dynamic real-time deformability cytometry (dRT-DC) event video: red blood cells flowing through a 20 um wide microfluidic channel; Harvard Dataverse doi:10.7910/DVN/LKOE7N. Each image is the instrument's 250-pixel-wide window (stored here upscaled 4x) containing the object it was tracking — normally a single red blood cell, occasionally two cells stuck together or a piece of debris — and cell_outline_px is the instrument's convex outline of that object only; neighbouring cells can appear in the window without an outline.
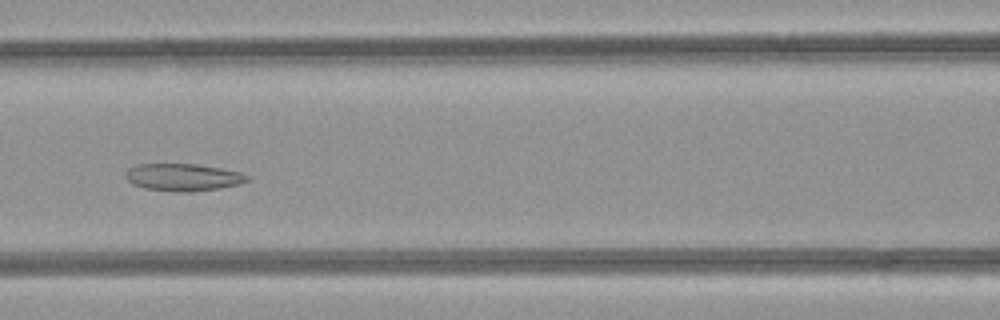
{"species": "common noctule bat (a hibernating species)", "species_latin": "Nyctalus noctula", "temperature_condition": "room temperature", "stored_images_in_passage": 44, "camera_frame_rate_fps": 3000, "um_per_image_px": 0.085, "animal": {"sex": "female", "body_mass_g": 21.9}, "frame": {"image": 1, "passage_image": 17, "time_ms": 5.333, "image_size_px": [1000, 320], "cell_outline_px": [[248, 180], [240, 184], [220, 188], [192, 192], [176, 192], [144, 188], [132, 184], [124, 176], [124, 172], [128, 168], [136, 164], [196, 164], [220, 168], [240, 172], [248, 176]], "centroid_in_image_um": [15.52, 15.07], "position_along_channel_um": 151.1, "area_um2": 19.48}}
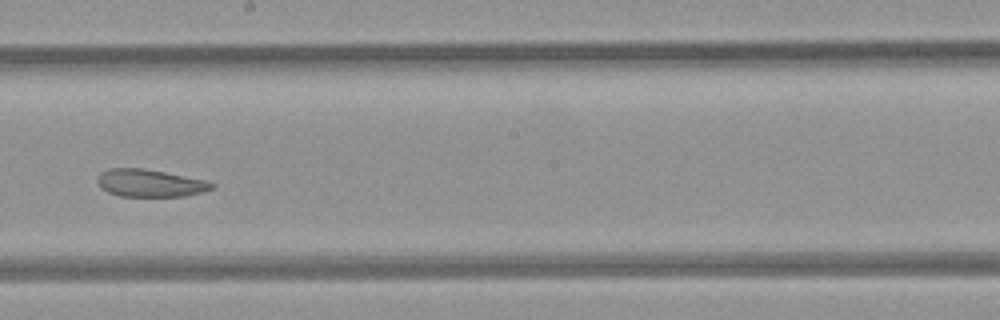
{"frame": {"image": 2, "passage_image": 23, "time_ms": 7.333, "image_size_px": [1000, 320], "cell_outline_px": [[216, 184], [212, 188], [200, 192], [184, 196], [120, 196], [108, 192], [100, 188], [96, 180], [100, 172], [108, 168], [144, 168], [204, 180]], "centroid_in_image_um": [12.68, 15.56], "position_along_channel_um": 235.5, "area_um2": 18.21}}
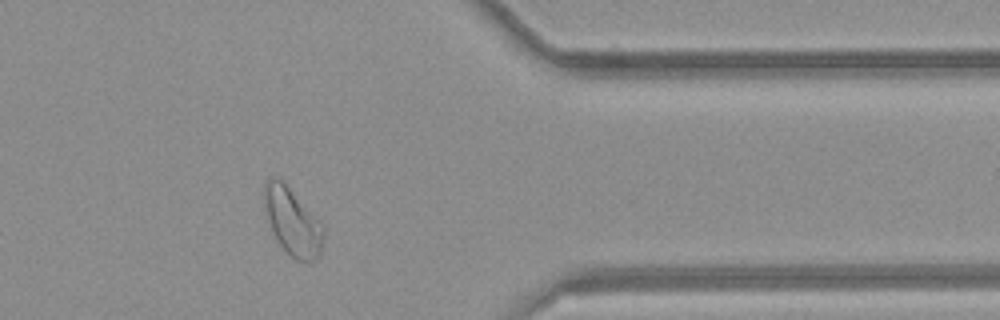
{"frame": {"image": 3, "passage_image": 35, "time_ms": 11.333, "image_size_px": [1000, 320], "cell_outline_px": [[324, 236], [320, 252], [316, 260], [304, 264], [296, 260], [280, 244], [272, 228], [264, 208], [264, 184], [272, 176], [280, 176], [284, 180], [324, 224]], "centroid_in_image_um": [24.9, 18.8], "position_along_channel_um": 386.5, "area_um2": 23.58}}